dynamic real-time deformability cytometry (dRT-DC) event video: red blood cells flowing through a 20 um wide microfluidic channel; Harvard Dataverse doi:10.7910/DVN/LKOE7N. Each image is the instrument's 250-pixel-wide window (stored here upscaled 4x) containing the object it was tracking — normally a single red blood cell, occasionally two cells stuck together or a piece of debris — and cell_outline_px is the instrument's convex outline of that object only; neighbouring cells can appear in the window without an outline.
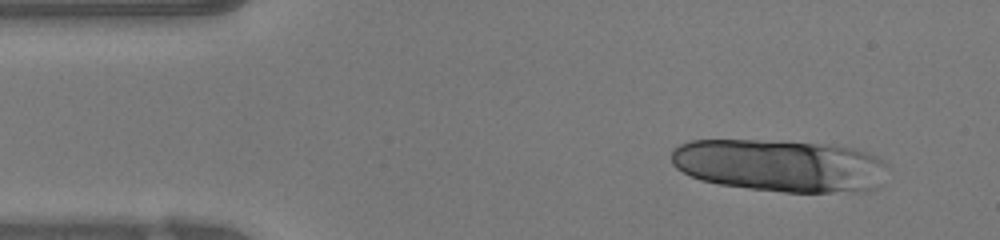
{"species": "human", "species_latin": "Homo sapiens", "temperature_condition": "warm", "stored_images_in_passage": 12, "camera_frame_rate_fps": 3000, "um_per_image_px": 0.085, "donor": {"sex": "female"}, "frame": {"image": 1, "passage_image": 4, "time_ms": 1.0, "image_size_px": [1000, 240], "cell_outline_px": [[892, 168], [880, 184], [876, 188], [864, 192], [784, 192], [748, 188], [720, 184], [700, 180], [676, 168], [672, 164], [672, 148], [688, 140], [756, 140], [832, 144], [856, 148], [880, 156]], "centroid_in_image_um": [66.41, 14.07], "position_along_channel_um": 18.6, "area_um2": 67.28}}